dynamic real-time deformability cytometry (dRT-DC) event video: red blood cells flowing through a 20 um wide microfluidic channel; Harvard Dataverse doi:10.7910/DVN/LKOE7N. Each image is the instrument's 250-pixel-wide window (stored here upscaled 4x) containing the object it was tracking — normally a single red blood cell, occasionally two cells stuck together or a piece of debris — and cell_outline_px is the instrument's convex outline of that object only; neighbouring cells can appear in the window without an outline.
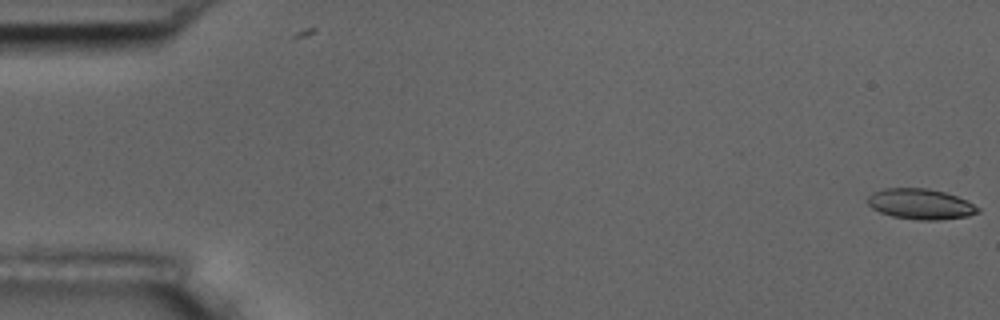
{"species": "common noctule bat (a hibernating species)", "species_latin": "Nyctalus noctula", "temperature_condition": "room temperature", "stored_images_in_passage": 57, "camera_frame_rate_fps": 3000, "um_per_image_px": 0.085, "animal": {"sex": "male", "body_mass_g": 17.5, "forearm_length_mm": 52.3}, "frame": {"image": 1, "passage_image": 1, "time_ms": 0.0, "image_size_px": [1000, 320], "cell_outline_px": [[980, 212], [968, 216], [940, 220], [920, 220], [892, 216], [880, 212], [872, 208], [868, 204], [868, 196], [872, 192], [884, 188], [928, 188], [944, 192], [956, 196], [980, 208]], "centroid_in_image_um": [78.23, 17.34], "position_along_channel_um": 6.8, "area_um2": 19.54}}
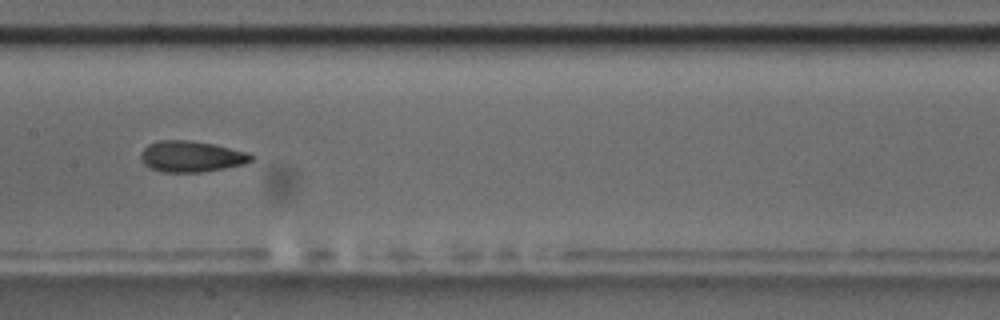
{"frame": {"image": 2, "passage_image": 29, "time_ms": 9.333, "image_size_px": [1000, 320], "cell_outline_px": [[256, 156], [252, 160], [244, 164], [204, 172], [164, 172], [152, 168], [144, 164], [140, 156], [140, 152], [148, 144], [160, 140], [188, 140], [212, 144], [248, 152]], "centroid_in_image_um": [16.27, 13.3], "position_along_channel_um": 191.1, "area_um2": 19.94}}
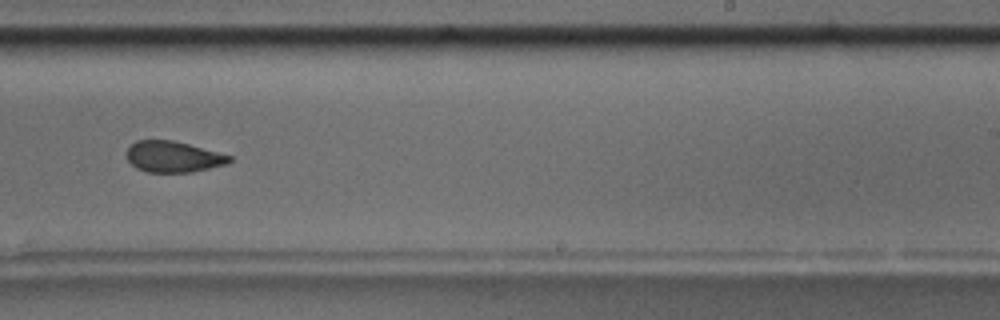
{"frame": {"image": 3, "passage_image": 36, "time_ms": 11.667, "image_size_px": [1000, 320], "cell_outline_px": [[232, 160], [228, 164], [192, 172], [148, 172], [136, 168], [128, 160], [128, 148], [136, 140], [172, 140], [188, 144], [232, 156]], "centroid_in_image_um": [14.74, 13.33], "position_along_channel_um": 274.3, "area_um2": 18.44}, "authors_computed_cell_mechanics": {"area_um2": 19.7676, "velocity_mm_per_s": 3.5749, "shape_relaxation_time_tau1_ms": null, "shape_relaxation_time_tau2_ms": 2.6228, "deformation_change_tau1": null, "deformation_change_tau2": 0.0968}}